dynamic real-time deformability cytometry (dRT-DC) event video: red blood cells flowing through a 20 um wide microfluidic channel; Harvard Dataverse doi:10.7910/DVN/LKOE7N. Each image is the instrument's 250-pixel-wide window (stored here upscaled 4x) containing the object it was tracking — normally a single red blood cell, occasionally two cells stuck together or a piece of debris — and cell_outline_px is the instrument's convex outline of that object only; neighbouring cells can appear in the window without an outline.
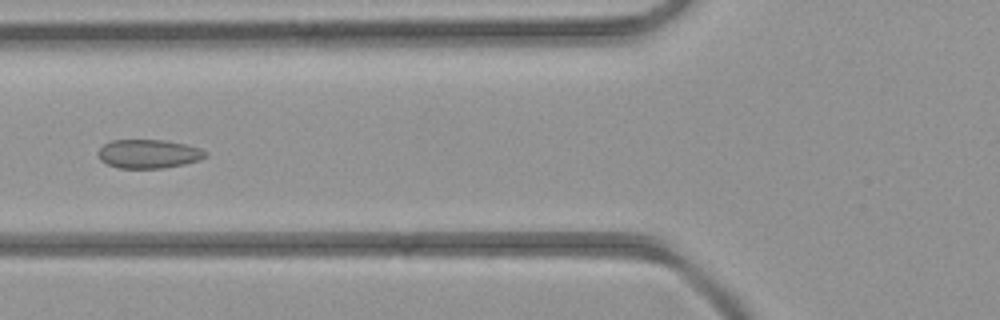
{"species": "common noctule bat (a hibernating species)", "species_latin": "Nyctalus noctula", "temperature_condition": "room temperature", "stored_images_in_passage": 4, "camera_frame_rate_fps": 3000, "um_per_image_px": 0.085, "animal": {"sex": "female", "body_mass_g": 21.9}, "frame": {"image": 1, "passage_image": 4, "time_ms": 4.333, "image_size_px": [1000, 320], "cell_outline_px": [[208, 156], [200, 160], [184, 164], [164, 168], [120, 168], [108, 164], [100, 160], [96, 152], [104, 144], [112, 140], [164, 140], [188, 144], [200, 148], [208, 152]], "centroid_in_image_um": [12.66, 13.07], "position_along_channel_um": 113.1, "area_um2": 18.21}}